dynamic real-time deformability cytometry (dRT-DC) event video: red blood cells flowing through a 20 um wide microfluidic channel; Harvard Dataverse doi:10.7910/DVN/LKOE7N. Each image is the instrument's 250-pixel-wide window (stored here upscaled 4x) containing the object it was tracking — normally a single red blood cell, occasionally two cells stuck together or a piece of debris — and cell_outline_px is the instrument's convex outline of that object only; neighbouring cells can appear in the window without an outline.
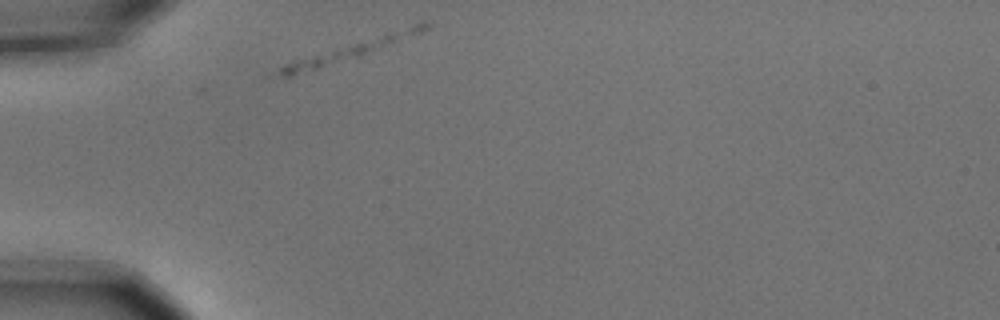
{"species": "common noctule bat (a hibernating species)", "species_latin": "Nyctalus noctula", "temperature_condition": "cold", "stored_images_in_passage": 1, "camera_frame_rate_fps": 3000, "um_per_image_px": 0.085, "animal": {"sex": "male", "body_mass_g": 15.6}, "frame": {"image": 1, "passage_image": 1, "time_ms": 0.0, "image_size_px": [1000, 320], "cell_outline_px": [[432, 24], [424, 32], [360, 56], [288, 76], [284, 76], [280, 72], [280, 68], [284, 64], [292, 60], [420, 20], [424, 20]], "centroid_in_image_um": [30.08, 4.12], "position_along_channel_um": 54.9, "area_um2": 16.3}}